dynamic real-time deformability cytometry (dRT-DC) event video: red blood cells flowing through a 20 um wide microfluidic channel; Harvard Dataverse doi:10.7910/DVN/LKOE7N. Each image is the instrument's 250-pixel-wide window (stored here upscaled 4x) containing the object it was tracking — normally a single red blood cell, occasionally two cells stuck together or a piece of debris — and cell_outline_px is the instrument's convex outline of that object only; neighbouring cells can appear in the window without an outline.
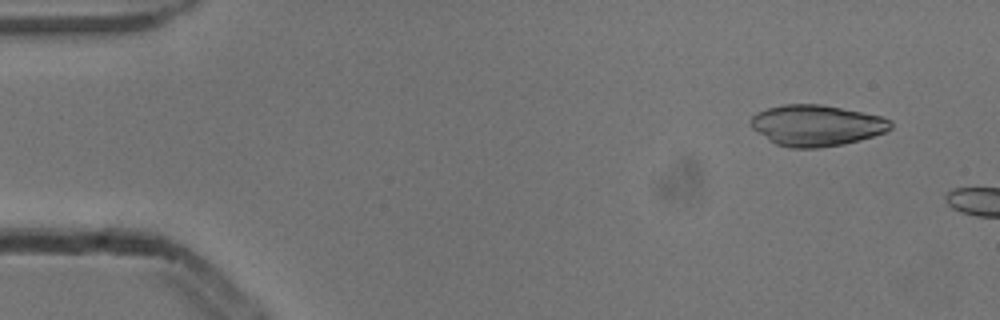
{"species": "common noctule bat (a hibernating species)", "species_latin": "Nyctalus noctula", "temperature_condition": "cold", "stored_images_in_passage": 3, "camera_frame_rate_fps": 3000, "um_per_image_px": 0.085, "animal": {"sex": "male", "body_mass_g": 13.3}, "frame": {"image": 1, "passage_image": 2, "time_ms": 0.333, "image_size_px": [1000, 320], "cell_outline_px": [[892, 128], [884, 132], [860, 140], [844, 144], [820, 148], [788, 148], [776, 144], [768, 140], [752, 128], [748, 124], [752, 116], [756, 112], [768, 108], [784, 104], [820, 104], [880, 116], [892, 120]], "centroid_in_image_um": [69.36, 10.67], "position_along_channel_um": 15.6, "area_um2": 33.52}}